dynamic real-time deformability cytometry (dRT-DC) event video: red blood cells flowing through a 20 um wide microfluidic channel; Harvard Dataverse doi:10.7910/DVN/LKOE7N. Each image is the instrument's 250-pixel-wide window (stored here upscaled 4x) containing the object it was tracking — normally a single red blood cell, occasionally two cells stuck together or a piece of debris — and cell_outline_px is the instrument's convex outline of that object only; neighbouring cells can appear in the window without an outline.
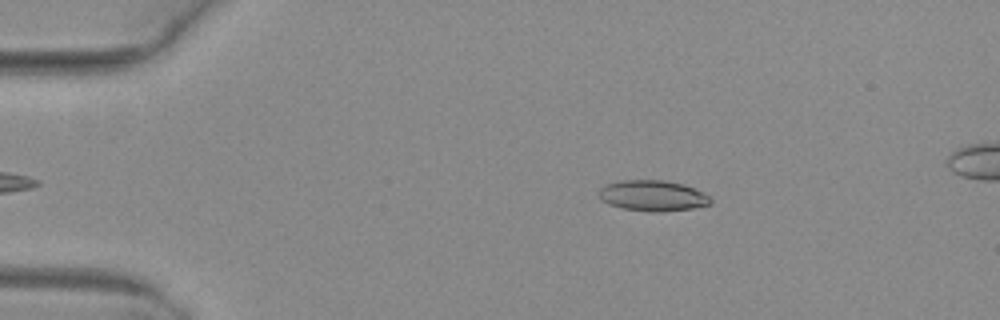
{"species": "common noctule bat (a hibernating species)", "species_latin": "Nyctalus noctula", "temperature_condition": "warm", "stored_images_in_passage": 44, "segment_of_instrument_passage": [1, 2], "camera_frame_rate_fps": 3000, "um_per_image_px": 0.085, "animal": {"sex": "female", "body_mass_g": 29.2, "forearm_length_mm": 56.3}, "frame": {"image": 1, "passage_image": 1, "time_ms": 0.0, "image_size_px": [1000, 320], "cell_outline_px": [[712, 204], [692, 208], [656, 212], [652, 212], [624, 208], [608, 204], [600, 200], [596, 192], [600, 188], [608, 184], [620, 180], [664, 180], [684, 184], [704, 192], [712, 200]], "centroid_in_image_um": [55.46, 16.62], "position_along_channel_um": 29.5, "area_um2": 20.11}}
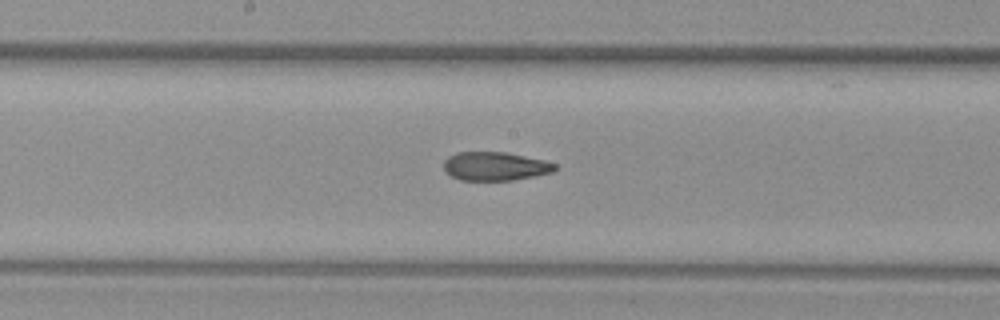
{"frame": {"image": 2, "passage_image": 19, "time_ms": 6.0, "image_size_px": [1000, 320], "cell_outline_px": [[556, 168], [552, 172], [536, 176], [512, 180], [460, 180], [444, 172], [444, 160], [448, 156], [456, 152], [504, 152], [544, 160], [556, 164]], "centroid_in_image_um": [42.06, 14.13], "position_along_channel_um": 206.1, "area_um2": 18.55}}
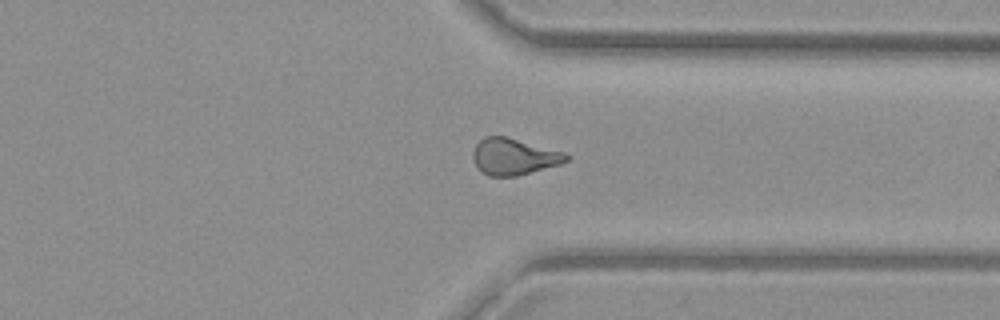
{"frame": {"image": 3, "passage_image": 31, "time_ms": 10.0, "image_size_px": [1000, 320], "cell_outline_px": [[568, 160], [560, 164], [516, 176], [488, 176], [476, 164], [472, 156], [472, 152], [476, 144], [484, 136], [508, 136], [564, 152], [568, 156]], "centroid_in_image_um": [43.67, 13.29], "position_along_channel_um": 367.7, "area_um2": 19.71}}